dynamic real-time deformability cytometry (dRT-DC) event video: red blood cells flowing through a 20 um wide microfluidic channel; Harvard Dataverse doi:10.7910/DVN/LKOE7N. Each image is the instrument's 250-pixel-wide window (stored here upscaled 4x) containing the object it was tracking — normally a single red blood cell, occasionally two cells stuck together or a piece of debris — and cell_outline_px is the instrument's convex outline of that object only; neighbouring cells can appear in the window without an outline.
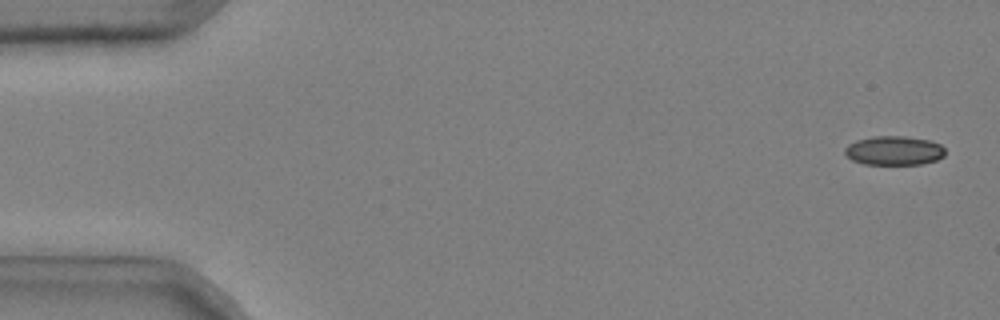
{"species": "common noctule bat (a hibernating species)", "species_latin": "Nyctalus noctula", "temperature_condition": "cold", "stored_images_in_passage": 50, "camera_frame_rate_fps": 3000, "um_per_image_px": 0.085, "animal": {"sex": "male", "body_mass_g": 20.4}, "frame": {"image": 1, "passage_image": 2, "time_ms": 0.333, "image_size_px": [1000, 320], "cell_outline_px": [[944, 156], [936, 160], [920, 164], [864, 164], [852, 160], [844, 152], [844, 148], [848, 144], [856, 140], [872, 136], [908, 136], [928, 140], [940, 144], [944, 148]], "centroid_in_image_um": [75.97, 12.79], "position_along_channel_um": 9.0, "area_um2": 17.05}}
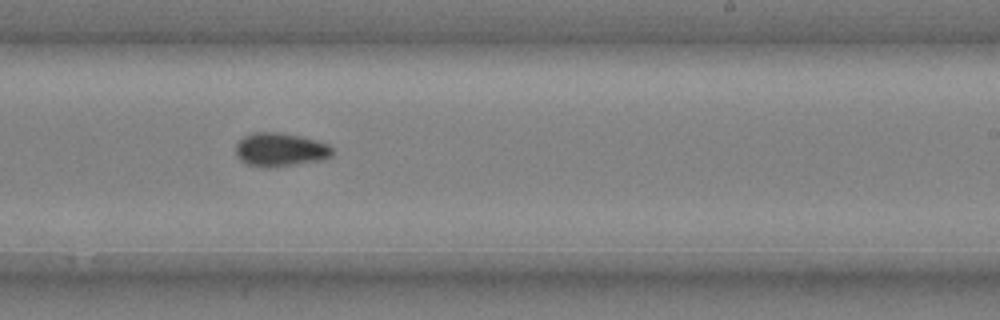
{"frame": {"image": 2, "passage_image": 33, "time_ms": 10.667, "image_size_px": [1000, 320], "cell_outline_px": [[332, 156], [328, 160], [276, 168], [260, 168], [248, 164], [240, 160], [236, 156], [236, 144], [244, 136], [252, 132], [280, 132], [300, 136], [316, 140], [328, 144], [332, 148]], "centroid_in_image_um": [23.85, 12.75], "position_along_channel_um": 265.2, "area_um2": 19.54}}
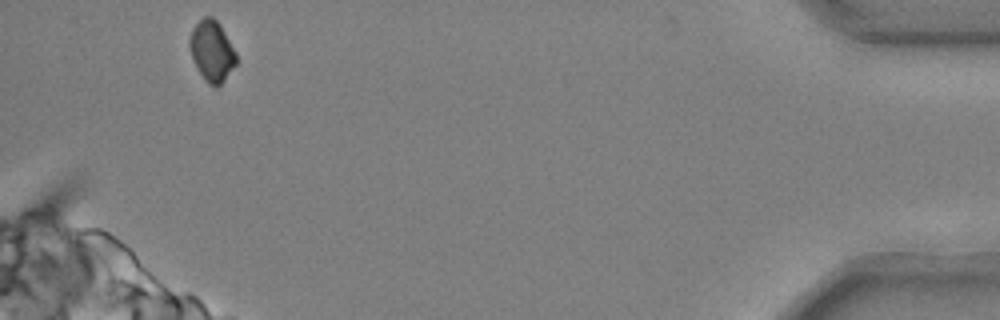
{"frame": {"image": 3, "passage_image": 50, "time_ms": 16.333, "image_size_px": [1000, 320], "cell_outline_px": [[236, 64], [224, 80], [216, 88], [208, 84], [204, 80], [196, 68], [188, 44], [188, 40], [192, 28], [204, 16], [212, 16], [220, 24], [236, 52]], "centroid_in_image_um": [17.99, 4.34], "position_along_channel_um": 417.2, "area_um2": 16.59}, "authors_computed_cell_mechanics": {"area_um2": 17.8313, "velocity_mm_per_s": 3.7153, "shape_relaxation_time_tau1_ms": 6.9847, "shape_relaxation_time_tau2_ms": null, "deformation_change_tau1": 0.1082, "deformation_change_tau2": null}}